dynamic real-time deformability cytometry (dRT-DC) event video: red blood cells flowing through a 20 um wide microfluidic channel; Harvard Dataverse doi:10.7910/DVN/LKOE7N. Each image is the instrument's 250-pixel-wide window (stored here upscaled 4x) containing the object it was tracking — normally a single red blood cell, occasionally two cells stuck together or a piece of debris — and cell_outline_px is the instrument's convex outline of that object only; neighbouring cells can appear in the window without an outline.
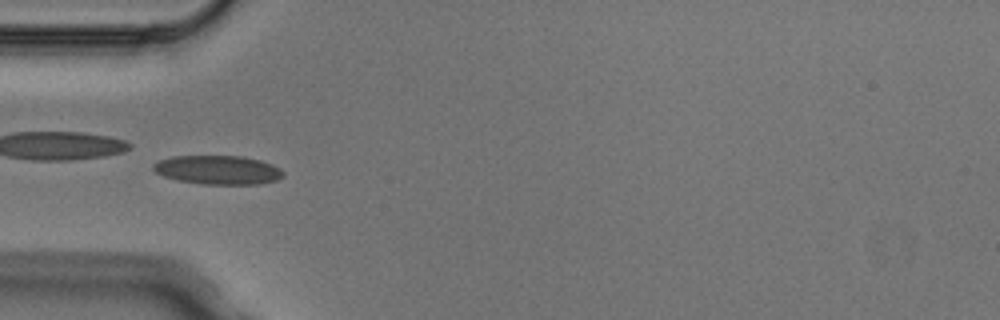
{"species": "Egyptian fruit bat (a non-hibernating species)", "species_latin": "Rousettus aegyptiacus", "temperature_condition": "cold", "stored_images_in_passage": 6, "camera_frame_rate_fps": 3000, "um_per_image_px": 0.085, "animal": {"sex": "male"}, "frame": {"image": 1, "passage_image": 3, "time_ms": 0.667, "image_size_px": [1000, 320], "cell_outline_px": [[284, 176], [276, 180], [260, 184], [204, 184], [180, 180], [164, 176], [156, 172], [152, 168], [152, 164], [160, 160], [172, 156], [244, 156], [260, 160], [272, 164], [280, 168], [284, 172]], "centroid_in_image_um": [18.55, 14.43], "position_along_channel_um": 66.4, "area_um2": 21.85}}
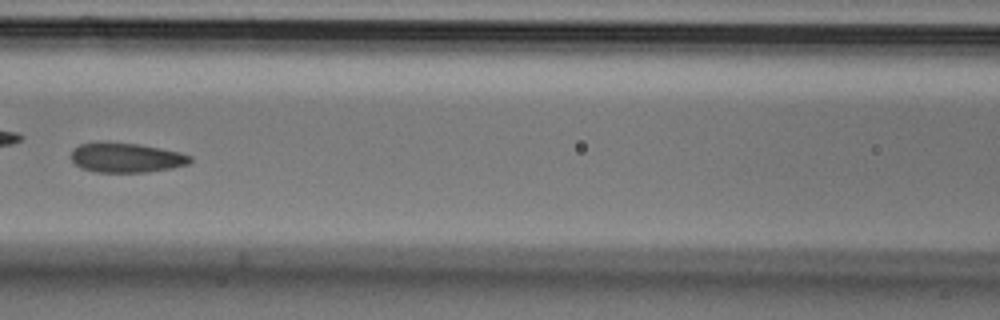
{"frame": {"image": 2, "passage_image": 5, "time_ms": 1.333, "image_size_px": [1000, 320], "cell_outline_px": [[192, 160], [188, 164], [172, 168], [148, 172], [96, 172], [80, 168], [72, 160], [72, 148], [80, 144], [140, 144], [180, 152], [192, 156]], "centroid_in_image_um": [10.77, 13.43], "position_along_channel_um": 155.8, "area_um2": 20.11}}
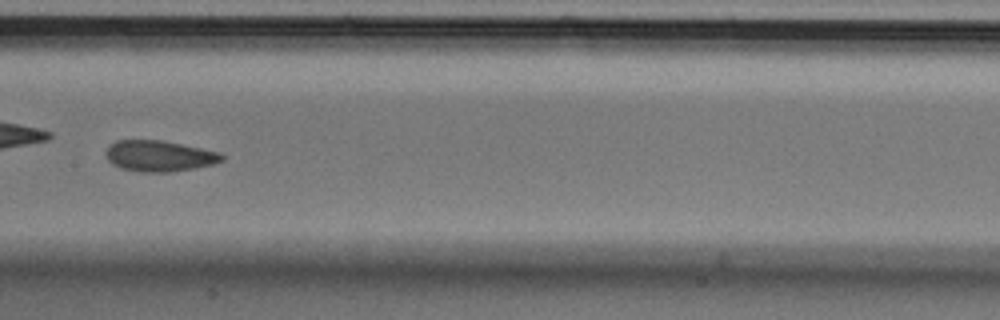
{"frame": {"image": 3, "passage_image": 6, "time_ms": 1.667, "image_size_px": [1000, 320], "cell_outline_px": [[224, 160], [212, 164], [196, 168], [168, 172], [140, 172], [120, 168], [112, 164], [104, 156], [104, 152], [116, 140], [164, 140], [220, 152], [224, 156]], "centroid_in_image_um": [13.53, 13.26], "position_along_channel_um": 193.9, "area_um2": 21.1}}